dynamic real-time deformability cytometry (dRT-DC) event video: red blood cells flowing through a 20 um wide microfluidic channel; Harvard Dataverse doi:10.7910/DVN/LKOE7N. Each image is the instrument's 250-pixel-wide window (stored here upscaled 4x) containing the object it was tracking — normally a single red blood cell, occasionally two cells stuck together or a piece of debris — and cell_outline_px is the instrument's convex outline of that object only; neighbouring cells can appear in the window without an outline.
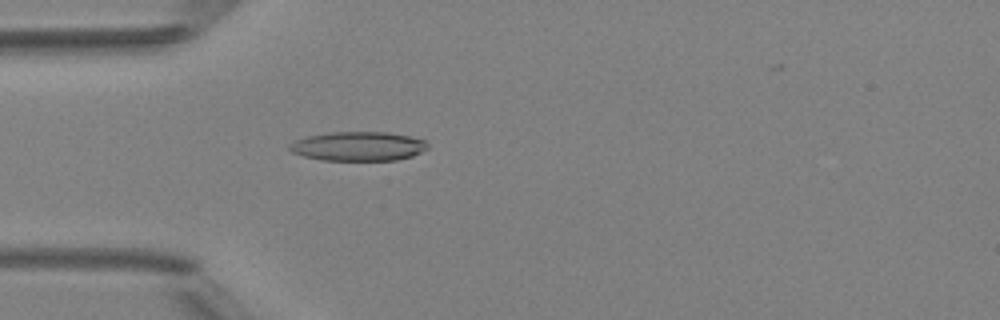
{"species": "Egyptian fruit bat (a non-hibernating species)", "species_latin": "Rousettus aegyptiacus", "temperature_condition": "room temperature", "stored_images_in_passage": 49, "camera_frame_rate_fps": 3000, "um_per_image_px": 0.085, "animal": {"sex": "female"}, "frame": {"image": 1, "passage_image": 15, "time_ms": 4.667, "image_size_px": [1000, 320], "cell_outline_px": [[428, 148], [412, 156], [396, 160], [320, 160], [304, 156], [292, 152], [288, 148], [288, 144], [296, 140], [308, 136], [328, 132], [388, 132], [408, 136], [424, 140], [428, 144]], "centroid_in_image_um": [30.43, 12.43], "position_along_channel_um": 54.6, "area_um2": 23.47}}
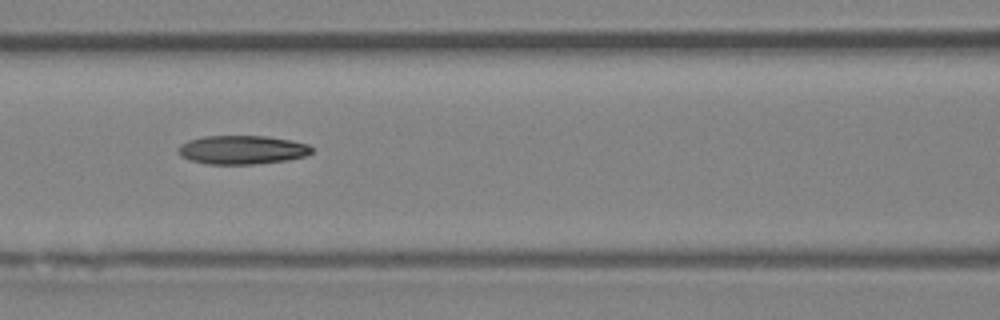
{"frame": {"image": 2, "passage_image": 22, "time_ms": 7.0, "image_size_px": [1000, 320], "cell_outline_px": [[312, 152], [304, 156], [288, 160], [256, 164], [208, 164], [192, 160], [180, 156], [180, 144], [188, 140], [204, 136], [268, 136], [292, 140], [308, 144], [312, 148]], "centroid_in_image_um": [20.61, 12.73], "position_along_channel_um": 146.0, "area_um2": 22.31}}
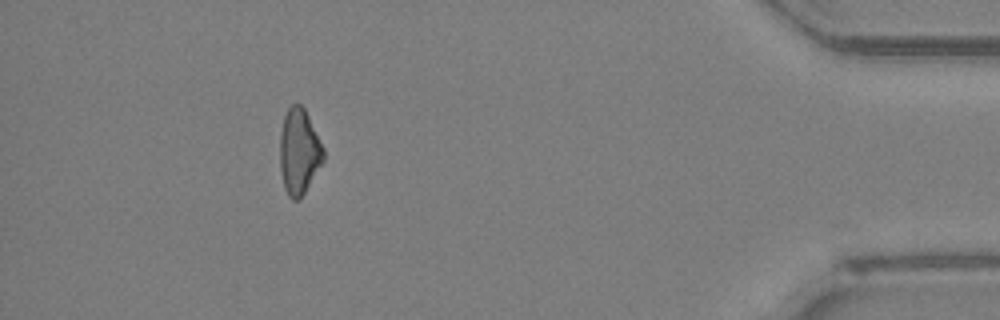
{"frame": {"image": 3, "passage_image": 45, "time_ms": 14.667, "image_size_px": [1000, 320], "cell_outline_px": [[324, 160], [300, 200], [292, 200], [288, 196], [284, 188], [280, 168], [280, 132], [284, 116], [288, 108], [292, 104], [300, 104], [304, 108], [324, 148]], "centroid_in_image_um": [25.41, 12.91], "position_along_channel_um": 409.8, "area_um2": 21.73}, "authors_computed_cell_mechanics": {"area_um2": 22.5998, "velocity_mm_per_s": 4.1961, "shape_relaxation_time_tau1_ms": 4.5546, "shape_relaxation_time_tau2_ms": 9.3414, "deformation_change_tau1": 0.1639, "deformation_change_tau2": 0.215}}